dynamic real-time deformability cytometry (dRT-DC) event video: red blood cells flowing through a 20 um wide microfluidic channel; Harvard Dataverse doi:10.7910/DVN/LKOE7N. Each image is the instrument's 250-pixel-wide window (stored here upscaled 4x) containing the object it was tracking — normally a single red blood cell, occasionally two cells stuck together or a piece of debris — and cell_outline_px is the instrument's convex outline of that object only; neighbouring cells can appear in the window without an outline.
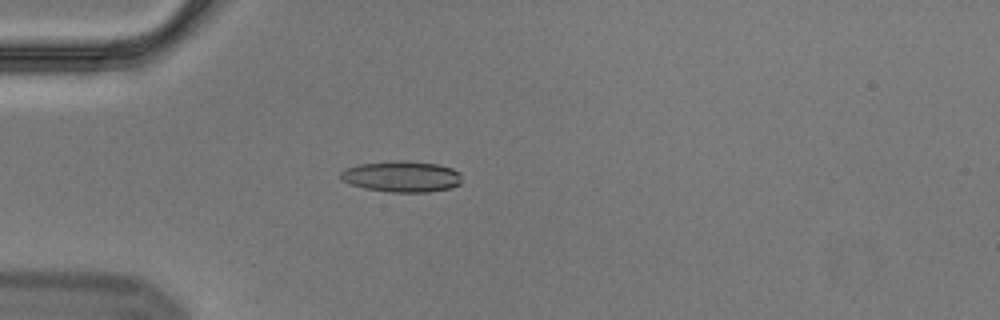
{"species": "Egyptian fruit bat (a non-hibernating species)", "species_latin": "Rousettus aegyptiacus", "temperature_condition": "cold", "stored_images_in_passage": 56, "camera_frame_rate_fps": 3000, "um_per_image_px": 0.085, "animal": {"sex": "male"}, "frame": {"image": 1, "passage_image": 16, "time_ms": 5.0, "image_size_px": [1000, 320], "cell_outline_px": [[460, 184], [452, 188], [428, 192], [388, 192], [364, 188], [340, 180], [340, 172], [344, 168], [360, 164], [396, 160], [404, 160], [440, 164], [452, 168], [460, 172]], "centroid_in_image_um": [34.15, 15.0], "position_along_channel_um": 50.9, "area_um2": 22.2}}
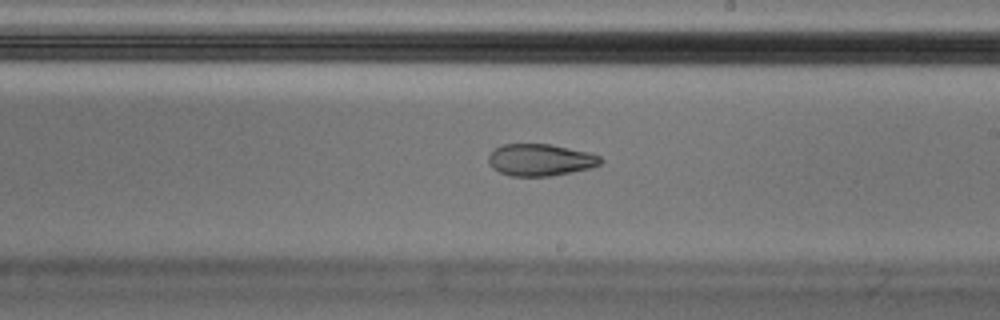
{"frame": {"image": 2, "passage_image": 33, "time_ms": 10.667, "image_size_px": [1000, 320], "cell_outline_px": [[604, 160], [600, 164], [588, 168], [572, 172], [552, 176], [512, 176], [500, 172], [492, 168], [488, 164], [488, 156], [496, 148], [504, 144], [552, 144], [592, 152], [600, 156]], "centroid_in_image_um": [45.96, 13.58], "position_along_channel_um": 243.0, "area_um2": 21.04}}
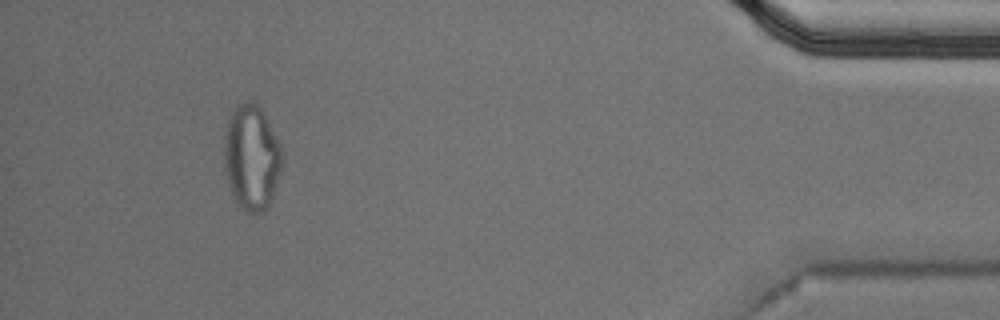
{"frame": {"image": 3, "passage_image": 52, "time_ms": 17.0, "image_size_px": [1000, 320], "cell_outline_px": [[284, 164], [272, 200], [264, 212], [256, 216], [244, 212], [236, 200], [232, 192], [224, 168], [224, 140], [228, 120], [232, 112], [240, 104], [256, 104], [264, 112], [284, 152]], "centroid_in_image_um": [21.44, 13.47], "position_along_channel_um": 413.8, "area_um2": 35.89}, "authors_computed_cell_mechanics": {"area_um2": 21.2704, "velocity_mm_per_s": 3.6135, "shape_relaxation_time_tau1_ms": null, "shape_relaxation_time_tau2_ms": 5.8726, "deformation_change_tau1": null, "deformation_change_tau2": 0.1104}}